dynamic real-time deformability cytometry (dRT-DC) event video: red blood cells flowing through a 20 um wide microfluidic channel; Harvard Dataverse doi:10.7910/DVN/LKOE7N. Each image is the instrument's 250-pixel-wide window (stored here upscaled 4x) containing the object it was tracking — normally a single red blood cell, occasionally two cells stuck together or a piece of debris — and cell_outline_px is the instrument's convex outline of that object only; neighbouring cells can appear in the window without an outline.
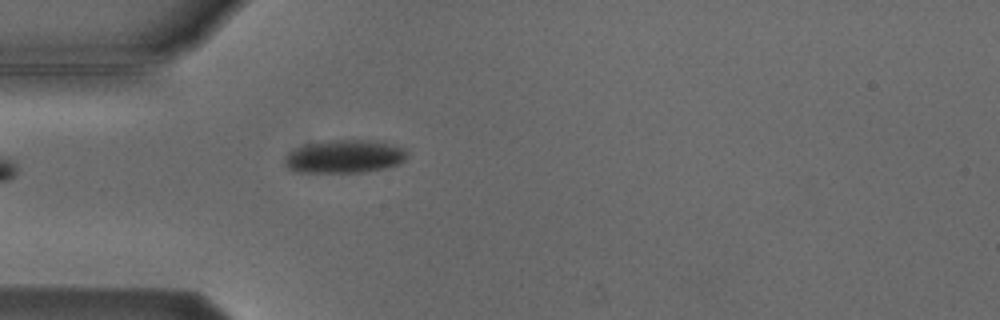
{"species": "Egyptian fruit bat (a non-hibernating species)", "species_latin": "Rousettus aegyptiacus", "temperature_condition": "cold", "stored_images_in_passage": 3, "camera_frame_rate_fps": 3000, "um_per_image_px": 0.085, "animal": {"sex": "male"}, "frame": {"image": 1, "passage_image": 3, "time_ms": 2.333, "image_size_px": [1000, 320], "cell_outline_px": [[408, 156], [400, 164], [384, 168], [364, 172], [296, 172], [288, 168], [284, 164], [288, 156], [296, 148], [304, 144], [328, 140], [372, 140], [392, 144], [404, 148], [408, 152]], "centroid_in_image_um": [29.33, 13.3], "position_along_channel_um": 55.7, "area_um2": 23.64}}